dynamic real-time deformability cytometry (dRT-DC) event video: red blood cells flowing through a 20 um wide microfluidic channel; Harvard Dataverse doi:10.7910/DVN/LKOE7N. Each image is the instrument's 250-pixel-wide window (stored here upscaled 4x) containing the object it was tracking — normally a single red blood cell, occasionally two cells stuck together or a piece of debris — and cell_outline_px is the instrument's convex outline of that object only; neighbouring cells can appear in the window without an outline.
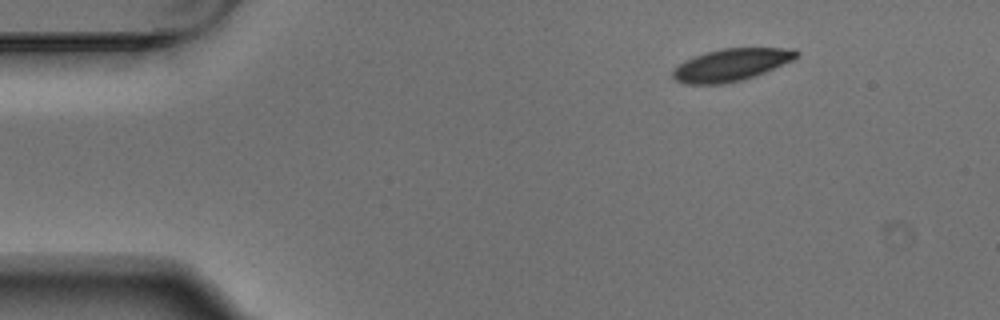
{"species": "Egyptian fruit bat (a non-hibernating species)", "species_latin": "Rousettus aegyptiacus", "temperature_condition": "warm", "stored_images_in_passage": 5, "camera_frame_rate_fps": 3000, "um_per_image_px": 0.085, "animal": {"sex": "male"}, "frame": {"image": 1, "passage_image": 1, "time_ms": 0.0, "image_size_px": [1000, 320], "cell_outline_px": [[800, 52], [792, 60], [764, 72], [740, 80], [724, 84], [684, 84], [676, 80], [672, 76], [672, 72], [684, 60], [720, 48], [792, 48]], "centroid_in_image_um": [62.13, 5.51], "position_along_channel_um": 22.9, "area_um2": 22.89}}
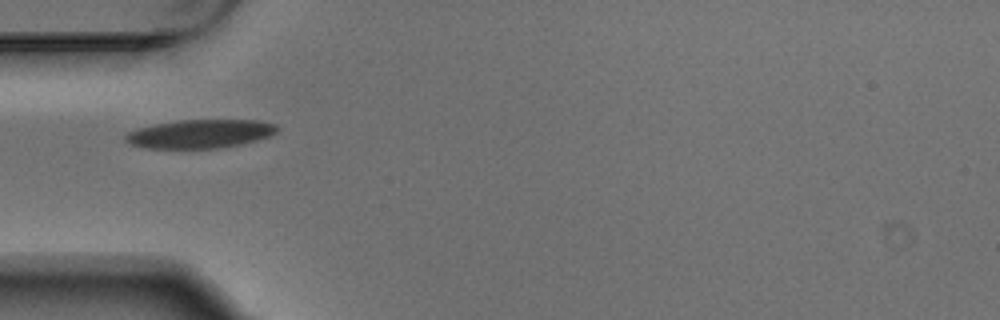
{"frame": {"image": 2, "passage_image": 4, "time_ms": 1.0, "image_size_px": [1000, 320], "cell_outline_px": [[280, 128], [276, 132], [268, 136], [256, 140], [224, 148], [144, 148], [132, 144], [124, 140], [124, 136], [128, 132], [152, 124], [180, 120], [260, 120], [276, 124]], "centroid_in_image_um": [17.02, 11.37], "position_along_channel_um": 68.0, "area_um2": 25.32}}
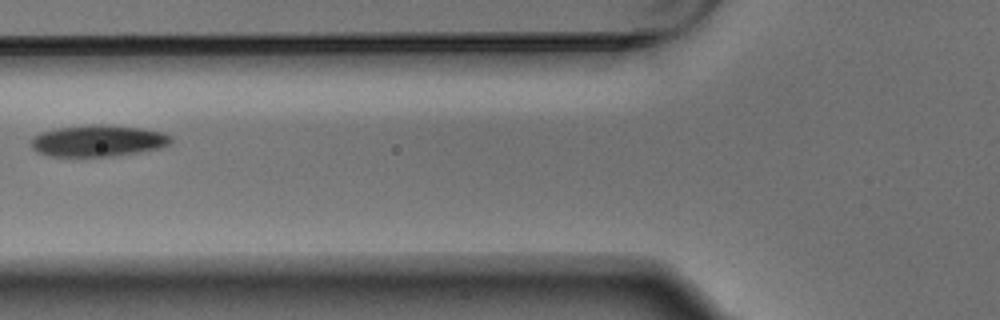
{"frame": {"image": 3, "passage_image": 5, "time_ms": 1.333, "image_size_px": [1000, 320], "cell_outline_px": [[172, 140], [168, 144], [160, 148], [112, 156], [48, 156], [36, 152], [32, 148], [32, 136], [40, 132], [56, 128], [92, 124], [100, 124], [140, 128], [160, 132], [172, 136]], "centroid_in_image_um": [8.28, 11.96], "position_along_channel_um": 117.5, "area_um2": 25.55}}